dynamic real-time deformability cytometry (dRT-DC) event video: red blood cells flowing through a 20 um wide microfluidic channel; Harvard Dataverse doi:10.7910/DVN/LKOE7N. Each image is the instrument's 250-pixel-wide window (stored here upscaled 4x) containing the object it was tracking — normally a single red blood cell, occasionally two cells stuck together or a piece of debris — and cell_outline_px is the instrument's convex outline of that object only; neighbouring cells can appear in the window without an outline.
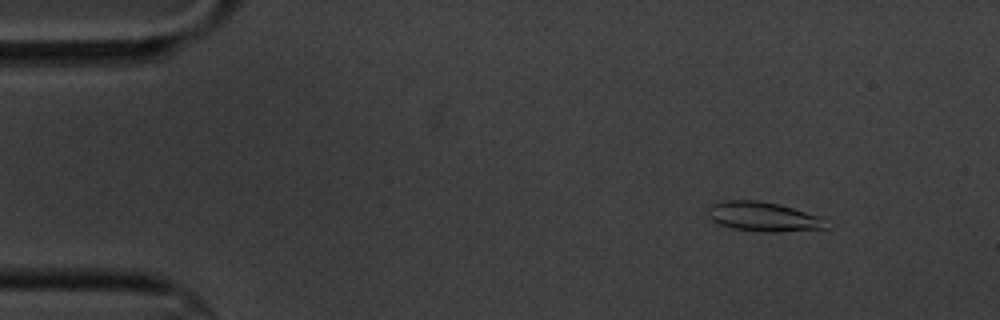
{"species": "common noctule bat (a hibernating species)", "species_latin": "Nyctalus noctula", "temperature_condition": "cold", "stored_images_in_passage": 6, "camera_frame_rate_fps": 3000, "um_per_image_px": 0.085, "animal": {"sex": "male", "body_mass_g": 20.1, "forearm_length_mm": 53.5}, "frame": {"image": 1, "passage_image": 2, "time_ms": 1.0, "image_size_px": [1000, 320], "cell_outline_px": [[828, 228], [780, 232], [760, 232], [732, 228], [716, 224], [708, 216], [708, 208], [712, 204], [724, 200], [760, 200], [780, 204], [820, 216], [828, 224]], "centroid_in_image_um": [64.86, 18.42], "position_along_channel_um": 20.1, "area_um2": 20.58}}